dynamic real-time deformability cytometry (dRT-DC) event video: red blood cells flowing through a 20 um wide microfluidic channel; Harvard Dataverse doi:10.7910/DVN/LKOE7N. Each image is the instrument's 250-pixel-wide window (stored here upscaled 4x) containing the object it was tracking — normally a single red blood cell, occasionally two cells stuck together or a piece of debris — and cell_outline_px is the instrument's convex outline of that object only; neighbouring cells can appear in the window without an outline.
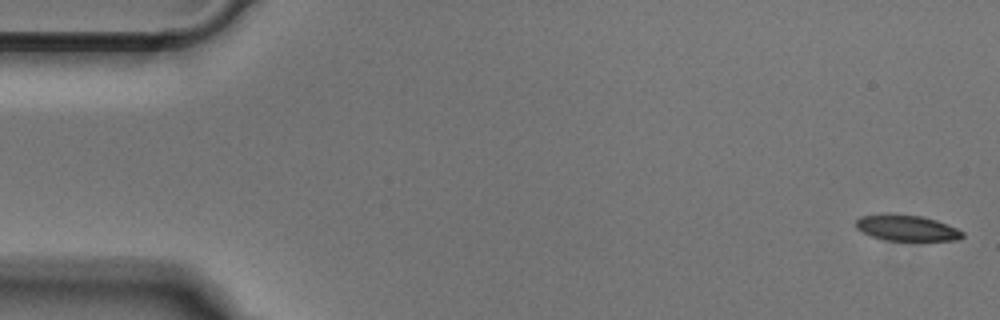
{"species": "Egyptian fruit bat (a non-hibernating species)", "species_latin": "Rousettus aegyptiacus", "temperature_condition": "cold", "stored_images_in_passage": 51, "camera_frame_rate_fps": 3000, "um_per_image_px": 0.085, "animal": {"sex": "male"}, "frame": {"image": 1, "passage_image": 1, "time_ms": 0.0, "image_size_px": [1000, 320], "cell_outline_px": [[964, 236], [960, 240], [888, 240], [872, 236], [856, 228], [856, 220], [860, 216], [884, 212], [896, 212], [920, 216], [936, 220], [948, 224], [964, 232]], "centroid_in_image_um": [77.06, 19.34], "position_along_channel_um": 7.9, "area_um2": 16.36}}
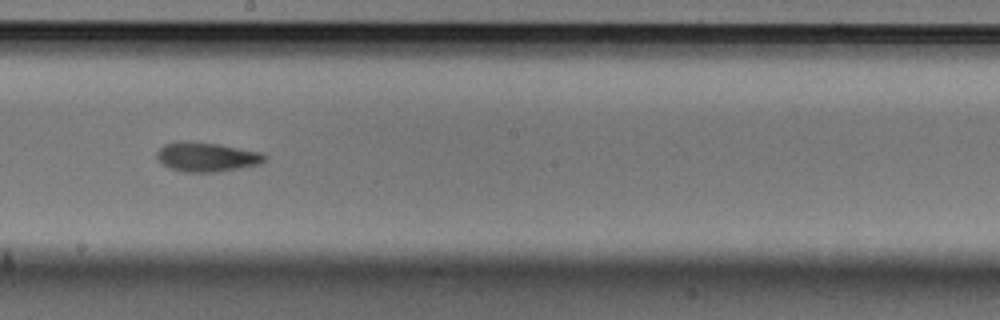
{"frame": {"image": 2, "passage_image": 28, "time_ms": 9.0, "image_size_px": [1000, 320], "cell_outline_px": [[268, 156], [260, 164], [240, 168], [216, 172], [184, 172], [172, 168], [164, 164], [156, 156], [156, 152], [164, 144], [176, 140], [188, 140], [220, 144], [260, 152]], "centroid_in_image_um": [17.56, 13.32], "position_along_channel_um": 230.6, "area_um2": 18.55}}
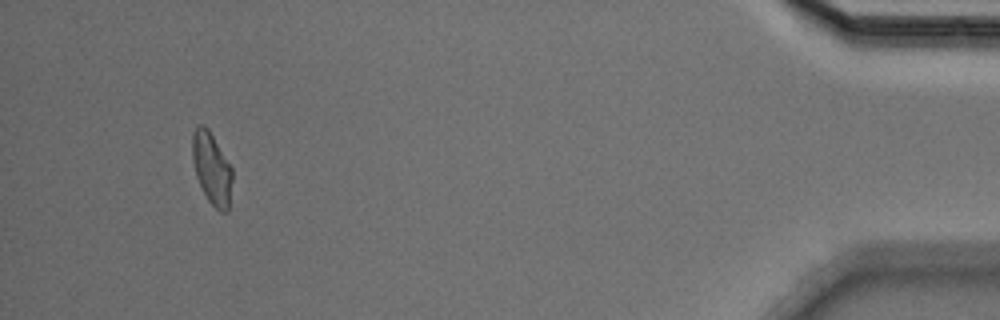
{"frame": {"image": 3, "passage_image": 48, "time_ms": 15.667, "image_size_px": [1000, 320], "cell_outline_px": [[232, 180], [228, 212], [220, 212], [208, 200], [196, 176], [192, 160], [192, 132], [196, 124], [204, 124], [208, 128], [232, 168]], "centroid_in_image_um": [17.98, 14.28], "position_along_channel_um": 417.2, "area_um2": 16.76}}